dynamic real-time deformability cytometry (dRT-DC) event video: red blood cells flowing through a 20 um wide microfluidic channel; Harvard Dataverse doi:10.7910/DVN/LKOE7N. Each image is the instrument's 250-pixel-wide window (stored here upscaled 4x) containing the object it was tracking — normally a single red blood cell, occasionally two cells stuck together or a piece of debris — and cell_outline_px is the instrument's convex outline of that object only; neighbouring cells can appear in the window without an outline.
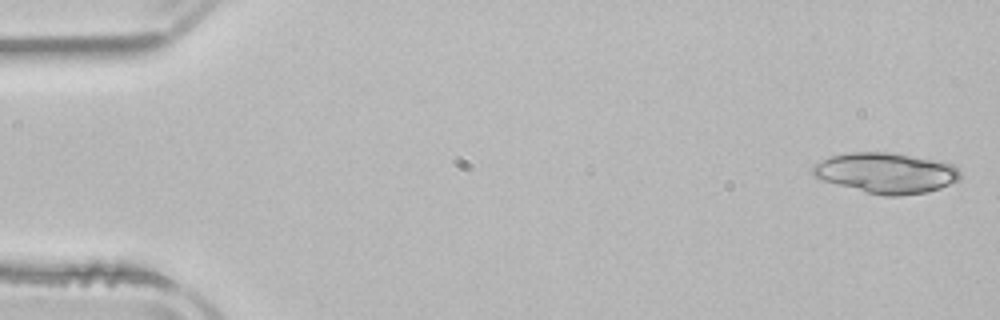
{"species": "common noctule bat (a hibernating species)", "species_latin": "Nyctalus noctula", "temperature_condition": "room temperature", "stored_images_in_passage": 4, "camera_frame_rate_fps": 3000, "um_per_image_px": 0.085, "animal": {"sex": "male", "body_mass_g": 21.5, "forearm_length_mm": 52.0}, "frame": {"image": 1, "passage_image": 1, "time_ms": 0.0, "image_size_px": [1000, 320], "cell_outline_px": [[960, 180], [940, 188], [924, 192], [900, 196], [884, 196], [868, 192], [824, 180], [816, 176], [812, 172], [812, 168], [820, 160], [828, 156], [852, 152], [888, 152], [936, 160], [952, 164], [960, 172]], "centroid_in_image_um": [75.34, 14.69], "position_along_channel_um": 9.7, "area_um2": 34.33}}